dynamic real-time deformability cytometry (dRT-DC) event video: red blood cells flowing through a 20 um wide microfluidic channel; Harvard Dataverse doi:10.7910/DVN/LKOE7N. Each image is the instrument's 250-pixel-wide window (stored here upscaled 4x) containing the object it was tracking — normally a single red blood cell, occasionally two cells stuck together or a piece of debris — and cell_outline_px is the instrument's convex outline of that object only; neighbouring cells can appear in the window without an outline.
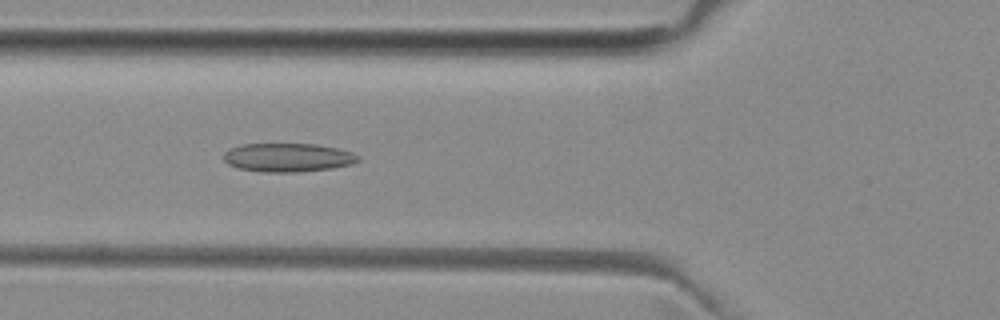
{"species": "common noctule bat (a hibernating species)", "species_latin": "Nyctalus noctula", "temperature_condition": "room temperature", "stored_images_in_passage": 33, "camera_frame_rate_fps": 3000, "um_per_image_px": 0.085, "animal": {"sex": "female", "body_mass_g": 29.2, "forearm_length_mm": 56.3}, "frame": {"image": 1, "passage_image": 10, "time_ms": 3.0, "image_size_px": [1000, 320], "cell_outline_px": [[360, 160], [352, 164], [332, 168], [300, 172], [264, 172], [236, 168], [228, 164], [224, 160], [224, 152], [232, 148], [244, 144], [316, 144], [336, 148], [352, 152], [360, 156]], "centroid_in_image_um": [24.48, 13.39], "position_along_channel_um": 101.3, "area_um2": 22.48}}
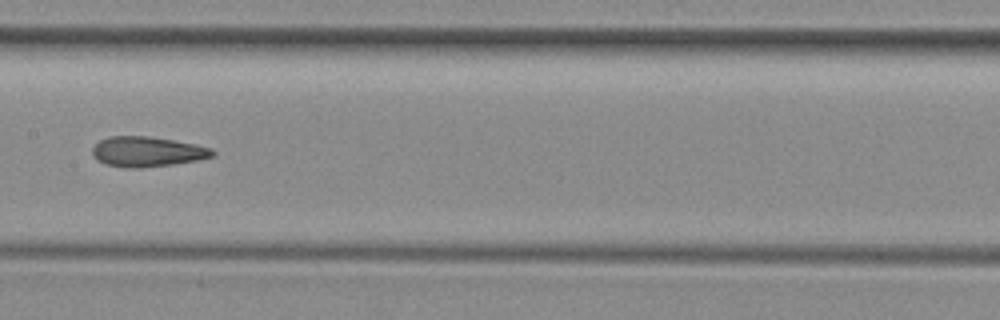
{"frame": {"image": 2, "passage_image": 17, "time_ms": 5.333, "image_size_px": [1000, 320], "cell_outline_px": [[216, 156], [196, 160], [172, 164], [136, 168], [128, 168], [104, 164], [96, 160], [92, 156], [92, 148], [100, 140], [108, 136], [148, 136], [196, 144], [212, 148], [216, 152]], "centroid_in_image_um": [12.5, 12.89], "position_along_channel_um": 194.9, "area_um2": 21.15}}
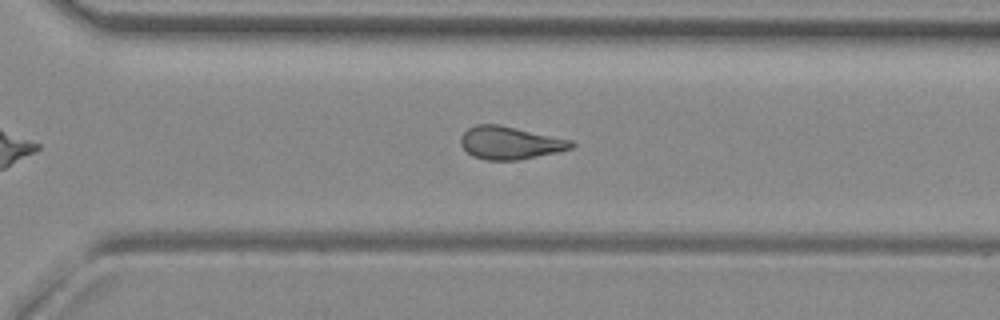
{"frame": {"image": 3, "passage_image": 27, "time_ms": 8.667, "image_size_px": [1000, 320], "cell_outline_px": [[576, 144], [572, 148], [556, 152], [520, 160], [484, 160], [472, 156], [460, 144], [460, 136], [468, 128], [476, 124], [500, 124], [572, 140]], "centroid_in_image_um": [43.34, 12.14], "position_along_channel_um": 327.3, "area_um2": 21.27}, "authors_computed_cell_mechanics": {"area_um2": 21.2126, "velocity_mm_per_s": 3.9868, "shape_relaxation_time_tau1_ms": null, "shape_relaxation_time_tau2_ms": 2.7207, "deformation_change_tau1": null, "deformation_change_tau2": 0.0951}}